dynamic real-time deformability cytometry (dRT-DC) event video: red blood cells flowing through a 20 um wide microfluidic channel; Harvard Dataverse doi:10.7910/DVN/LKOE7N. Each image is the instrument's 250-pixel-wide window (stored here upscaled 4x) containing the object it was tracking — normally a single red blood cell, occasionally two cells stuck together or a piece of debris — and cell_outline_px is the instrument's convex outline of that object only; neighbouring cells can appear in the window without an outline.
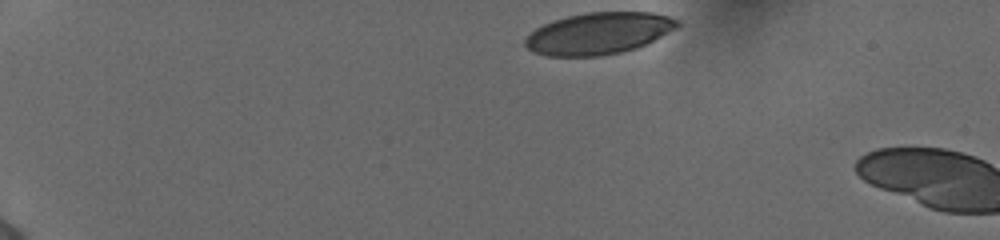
{"species": "human", "species_latin": "Homo sapiens", "temperature_condition": "cold", "stored_images_in_passage": 5, "camera_frame_rate_fps": 3000, "um_per_image_px": 0.085, "donor": {"sex": "female"}, "frame": {"image": 1, "passage_image": 1, "time_ms": 0.0, "image_size_px": [1000, 240], "cell_outline_px": [[680, 24], [676, 28], [636, 48], [620, 52], [600, 56], [548, 56], [536, 52], [528, 48], [524, 44], [524, 40], [536, 28], [552, 20], [568, 16], [588, 12], [652, 12], [668, 16], [680, 20]], "centroid_in_image_um": [50.88, 2.83], "position_along_channel_um": 34.1, "area_um2": 36.7}}